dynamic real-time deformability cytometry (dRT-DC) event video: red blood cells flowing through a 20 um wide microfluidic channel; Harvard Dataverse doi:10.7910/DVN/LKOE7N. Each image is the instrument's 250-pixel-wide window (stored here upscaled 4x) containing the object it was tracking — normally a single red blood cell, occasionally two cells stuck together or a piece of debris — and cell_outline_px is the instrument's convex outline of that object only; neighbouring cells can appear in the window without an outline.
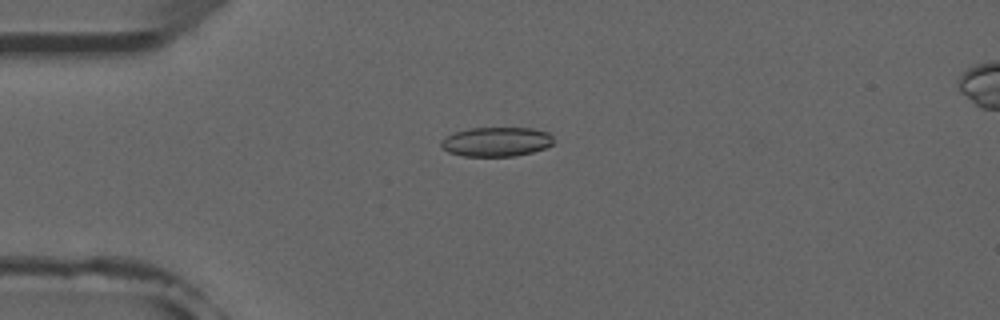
{"species": "common noctule bat (a hibernating species)", "species_latin": "Nyctalus noctula", "temperature_condition": "room temperature", "stored_images_in_passage": 6, "camera_frame_rate_fps": 3000, "um_per_image_px": 0.085, "animal": {"sex": "male", "forearm_length_mm": 52.5}, "frame": {"image": 1, "passage_image": 4, "time_ms": 3.667, "image_size_px": [1000, 320], "cell_outline_px": [[556, 140], [552, 144], [544, 148], [532, 152], [512, 156], [464, 156], [448, 152], [440, 144], [440, 140], [456, 132], [468, 128], [532, 128], [548, 132]], "centroid_in_image_um": [42.21, 12.04], "position_along_channel_um": 42.8, "area_um2": 19.19}}
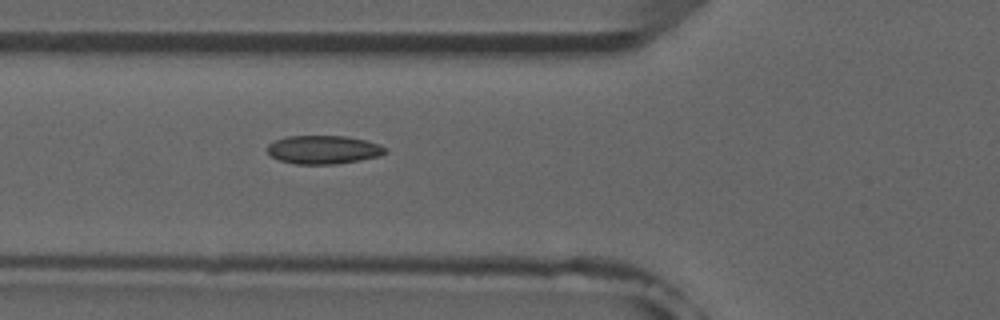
{"frame": {"image": 2, "passage_image": 6, "time_ms": 5.667, "image_size_px": [1000, 320], "cell_outline_px": [[388, 152], [380, 156], [360, 160], [336, 164], [296, 164], [280, 160], [272, 156], [268, 152], [268, 144], [276, 140], [288, 136], [348, 136], [380, 144], [388, 148]], "centroid_in_image_um": [27.55, 12.72], "position_along_channel_um": 98.3, "area_um2": 19.59}}